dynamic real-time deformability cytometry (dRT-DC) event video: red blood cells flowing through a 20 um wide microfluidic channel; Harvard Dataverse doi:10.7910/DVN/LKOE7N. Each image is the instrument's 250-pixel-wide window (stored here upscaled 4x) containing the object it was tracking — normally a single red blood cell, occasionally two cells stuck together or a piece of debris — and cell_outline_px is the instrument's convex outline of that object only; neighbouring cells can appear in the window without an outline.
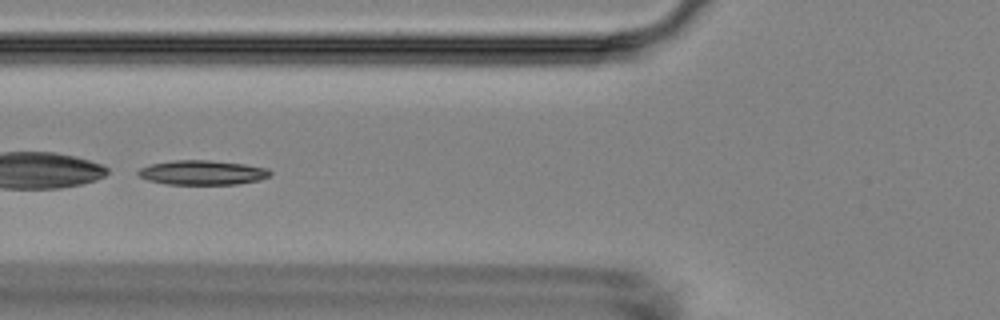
{"species": "Egyptian fruit bat (a non-hibernating species)", "species_latin": "Rousettus aegyptiacus", "temperature_condition": "room temperature", "stored_images_in_passage": 53, "camera_frame_rate_fps": 3000, "um_per_image_px": 0.085, "animal": {"sex": "female"}, "frame": {"image": 1, "passage_image": 20, "time_ms": 6.333, "image_size_px": [1000, 320], "cell_outline_px": [[272, 172], [268, 176], [260, 180], [236, 184], [164, 184], [148, 180], [140, 176], [136, 172], [140, 168], [152, 164], [172, 160], [208, 160], [244, 164], [268, 168]], "centroid_in_image_um": [17.2, 14.67], "position_along_channel_um": 108.6, "area_um2": 18.79}}
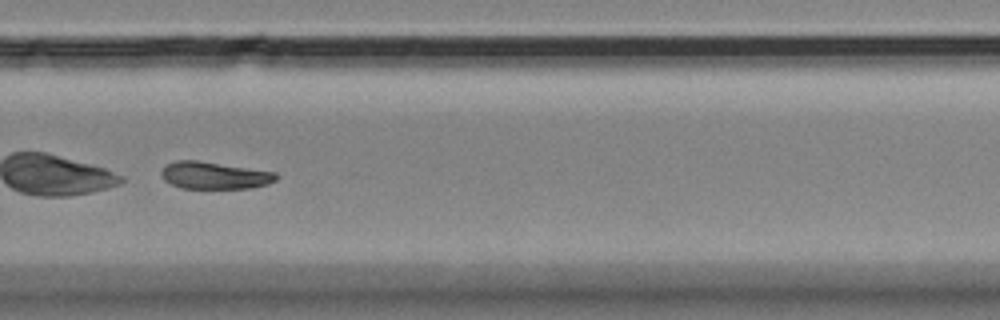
{"frame": {"image": 2, "passage_image": 37, "time_ms": 12.0, "image_size_px": [1000, 320], "cell_outline_px": [[280, 176], [276, 180], [268, 184], [252, 188], [180, 188], [164, 180], [160, 176], [160, 172], [168, 164], [176, 160], [196, 160], [276, 172]], "centroid_in_image_um": [18.24, 14.91], "position_along_channel_um": 311.6, "area_um2": 18.21}}